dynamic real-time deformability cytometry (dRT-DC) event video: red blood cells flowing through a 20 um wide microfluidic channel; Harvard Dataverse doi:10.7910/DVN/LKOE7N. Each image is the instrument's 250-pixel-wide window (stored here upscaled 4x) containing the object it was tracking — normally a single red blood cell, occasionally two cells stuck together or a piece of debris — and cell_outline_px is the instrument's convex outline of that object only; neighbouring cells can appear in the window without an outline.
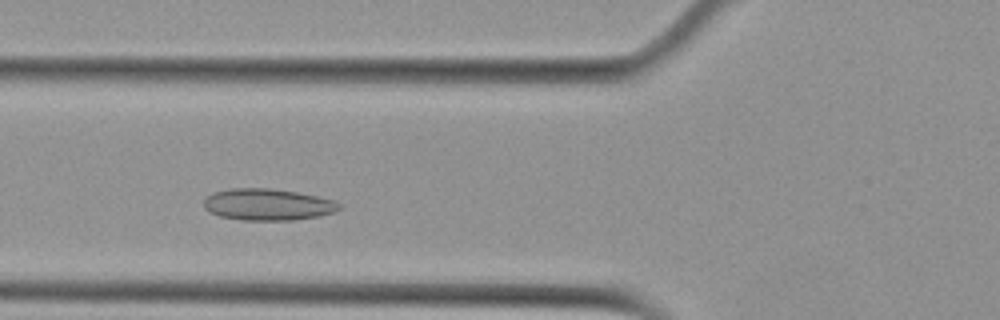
{"species": "Egyptian fruit bat (a non-hibernating species)", "species_latin": "Rousettus aegyptiacus", "temperature_condition": "cold", "stored_images_in_passage": 38, "camera_frame_rate_fps": 3000, "um_per_image_px": 0.085, "animal": {"sex": "female"}, "frame": {"image": 1, "passage_image": 10, "time_ms": 3.0, "image_size_px": [1000, 320], "cell_outline_px": [[340, 208], [336, 212], [320, 216], [292, 220], [240, 220], [220, 216], [208, 212], [204, 208], [204, 200], [212, 192], [232, 188], [268, 188], [296, 192], [316, 196], [332, 200], [340, 204]], "centroid_in_image_um": [22.73, 17.39], "position_along_channel_um": 103.1, "area_um2": 24.97}}
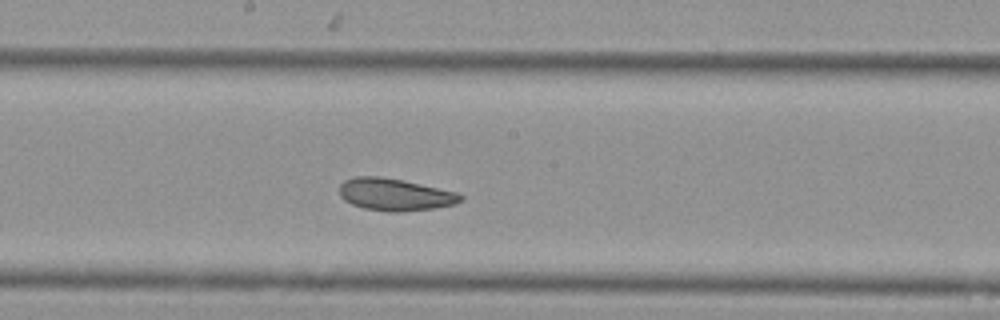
{"frame": {"image": 2, "passage_image": 19, "time_ms": 6.0, "image_size_px": [1000, 320], "cell_outline_px": [[464, 200], [456, 204], [436, 208], [400, 212], [388, 212], [364, 208], [352, 204], [344, 200], [340, 196], [340, 184], [344, 180], [356, 176], [380, 176], [420, 184], [456, 192], [464, 196]], "centroid_in_image_um": [33.57, 16.55], "position_along_channel_um": 214.6, "area_um2": 22.77}}
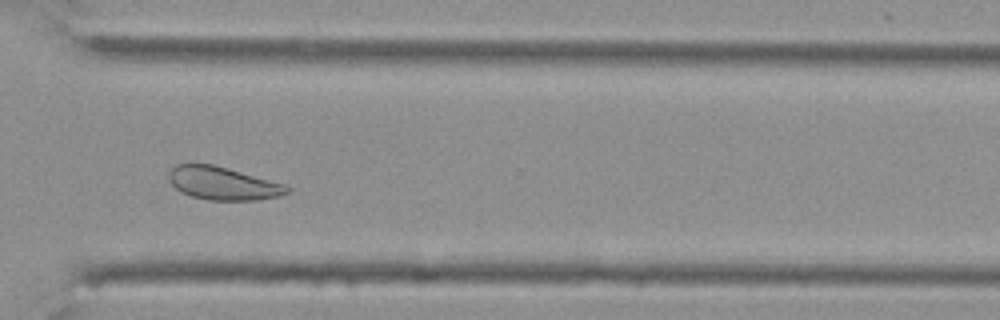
{"frame": {"image": 3, "passage_image": 30, "time_ms": 9.667, "image_size_px": [1000, 320], "cell_outline_px": [[292, 188], [288, 192], [280, 196], [256, 200], [208, 200], [192, 196], [180, 192], [168, 180], [168, 172], [176, 164], [212, 164], [228, 168], [288, 184]], "centroid_in_image_um": [18.98, 15.58], "position_along_channel_um": 351.6, "area_um2": 23.0}, "authors_computed_cell_mechanics": {"area_um2": 23.6691, "velocity_mm_per_s": 3.7278, "shape_relaxation_time_tau1_ms": null, "shape_relaxation_time_tau2_ms": 2.6791, "deformation_change_tau1": null, "deformation_change_tau2": 0.0813}}